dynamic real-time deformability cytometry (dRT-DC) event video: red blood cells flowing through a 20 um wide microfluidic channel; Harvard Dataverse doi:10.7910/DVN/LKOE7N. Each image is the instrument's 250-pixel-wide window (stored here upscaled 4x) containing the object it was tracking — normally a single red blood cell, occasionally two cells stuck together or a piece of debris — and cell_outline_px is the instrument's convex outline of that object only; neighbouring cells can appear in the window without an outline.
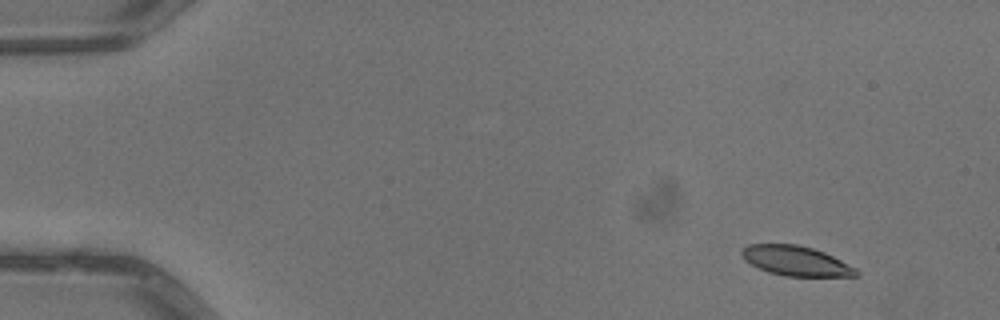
{"species": "common noctule bat (a hibernating species)", "species_latin": "Nyctalus noctula", "temperature_condition": "warm", "stored_images_in_passage": 4, "camera_frame_rate_fps": 3000, "um_per_image_px": 0.085, "animal": {"sex": "male", "body_mass_g": 13.3}, "frame": {"image": 1, "passage_image": 1, "time_ms": 0.0, "image_size_px": [1000, 320], "cell_outline_px": [[860, 276], [784, 276], [768, 272], [744, 260], [740, 252], [740, 248], [748, 244], [796, 244], [812, 248], [824, 252], [856, 268], [860, 272]], "centroid_in_image_um": [67.63, 22.17], "position_along_channel_um": 17.4, "area_um2": 19.88}}
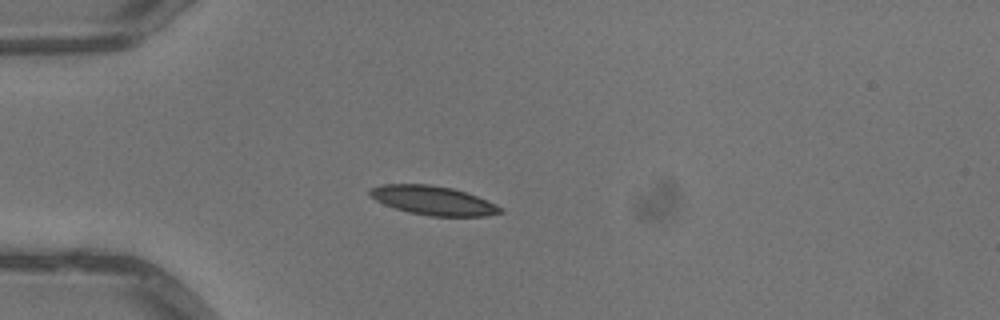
{"frame": {"image": 2, "passage_image": 4, "time_ms": 1.0, "image_size_px": [1000, 320], "cell_outline_px": [[504, 212], [484, 216], [428, 216], [408, 212], [384, 204], [376, 200], [368, 192], [368, 188], [380, 184], [428, 184], [452, 188], [476, 196], [504, 208]], "centroid_in_image_um": [36.79, 17.04], "position_along_channel_um": 48.2, "area_um2": 21.96}}